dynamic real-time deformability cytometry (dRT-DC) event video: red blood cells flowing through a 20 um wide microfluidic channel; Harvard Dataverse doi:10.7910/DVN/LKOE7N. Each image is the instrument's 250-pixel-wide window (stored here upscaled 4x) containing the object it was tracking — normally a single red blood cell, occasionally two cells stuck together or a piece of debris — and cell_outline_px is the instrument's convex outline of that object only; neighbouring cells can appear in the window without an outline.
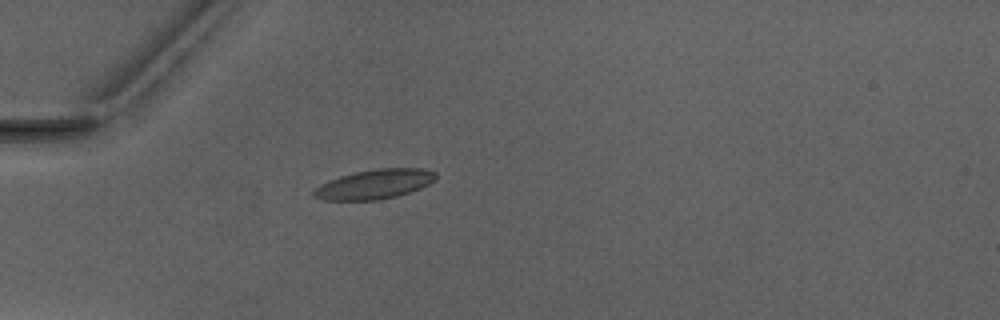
{"species": "Egyptian fruit bat (a non-hibernating species)", "species_latin": "Rousettus aegyptiacus", "temperature_condition": "warm", "stored_images_in_passage": 6, "camera_frame_rate_fps": 3000, "um_per_image_px": 0.085, "animal": {"sex": "male"}, "frame": {"image": 1, "passage_image": 6, "time_ms": 6.0, "image_size_px": [1000, 320], "cell_outline_px": [[436, 180], [420, 188], [396, 196], [376, 200], [324, 200], [312, 196], [312, 192], [320, 184], [328, 180], [340, 176], [356, 172], [376, 168], [424, 168], [436, 172]], "centroid_in_image_um": [31.83, 15.65], "position_along_channel_um": 53.2, "area_um2": 20.98}}